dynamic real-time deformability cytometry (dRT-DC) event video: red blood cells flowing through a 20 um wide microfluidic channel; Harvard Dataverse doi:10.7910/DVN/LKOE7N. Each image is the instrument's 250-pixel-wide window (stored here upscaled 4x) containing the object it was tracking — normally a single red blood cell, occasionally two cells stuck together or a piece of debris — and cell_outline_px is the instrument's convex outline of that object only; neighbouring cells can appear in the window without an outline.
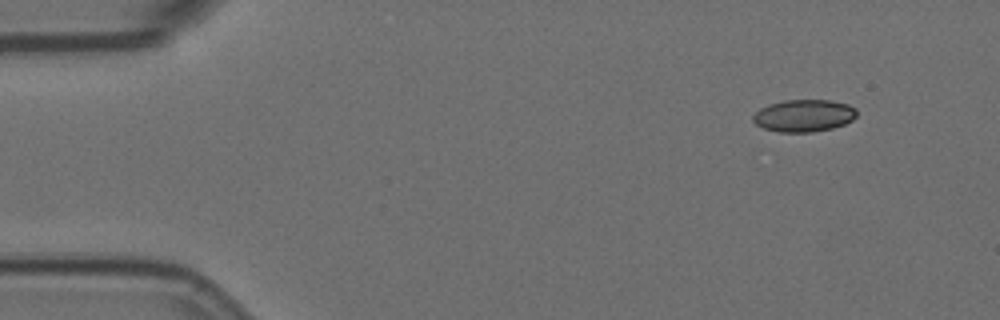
{"species": "Egyptian fruit bat (a non-hibernating species)", "species_latin": "Rousettus aegyptiacus", "temperature_condition": "room temperature", "stored_images_in_passage": 4, "camera_frame_rate_fps": 3000, "um_per_image_px": 0.085, "animal": {"sex": "female"}, "frame": {"image": 1, "passage_image": 1, "time_ms": 0.0, "image_size_px": [1000, 320], "cell_outline_px": [[856, 116], [852, 120], [844, 124], [832, 128], [812, 132], [780, 132], [764, 128], [756, 124], [752, 120], [752, 116], [760, 108], [768, 104], [784, 100], [828, 100], [848, 104], [856, 108]], "centroid_in_image_um": [68.32, 9.82], "position_along_channel_um": 16.7, "area_um2": 19.48}}
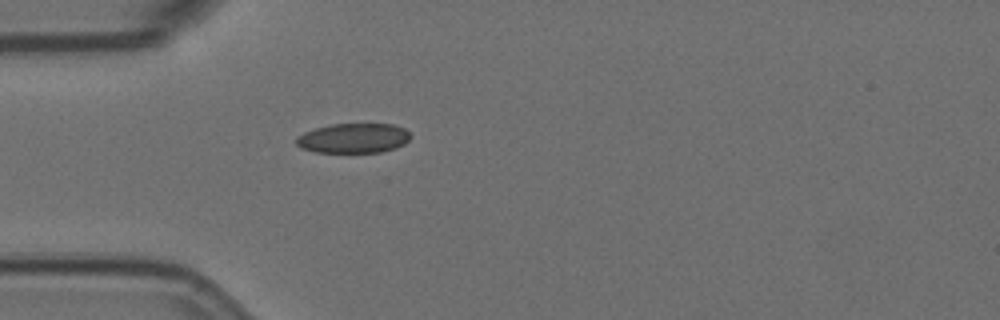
{"frame": {"image": 2, "passage_image": 4, "time_ms": 1.0, "image_size_px": [1000, 320], "cell_outline_px": [[412, 136], [404, 144], [396, 148], [380, 152], [316, 152], [300, 148], [296, 144], [296, 136], [304, 132], [316, 128], [332, 124], [392, 124], [404, 128]], "centroid_in_image_um": [30.04, 11.75], "position_along_channel_um": 55.0, "area_um2": 19.83}}